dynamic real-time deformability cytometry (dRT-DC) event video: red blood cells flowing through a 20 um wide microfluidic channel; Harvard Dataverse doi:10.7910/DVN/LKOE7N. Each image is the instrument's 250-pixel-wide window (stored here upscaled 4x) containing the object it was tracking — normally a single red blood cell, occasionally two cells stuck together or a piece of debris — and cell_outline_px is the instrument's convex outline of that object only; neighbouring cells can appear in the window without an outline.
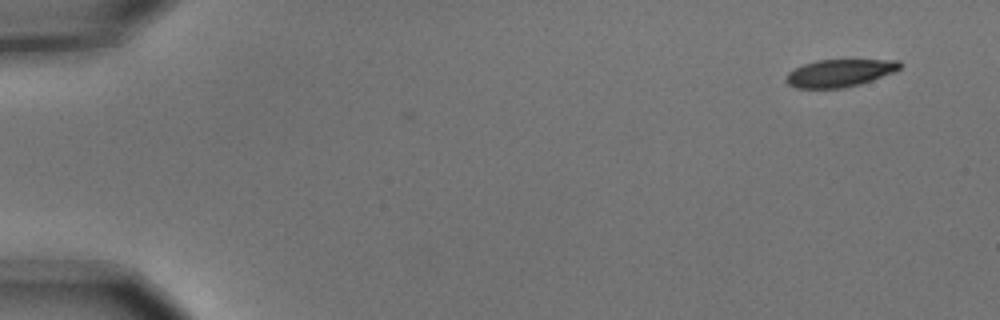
{"species": "common noctule bat (a hibernating species)", "species_latin": "Nyctalus noctula", "temperature_condition": "cold", "stored_images_in_passage": 8, "camera_frame_rate_fps": 3000, "um_per_image_px": 0.085, "animal": {"sex": "male", "body_mass_g": 15.6}, "frame": {"image": 1, "passage_image": 1, "time_ms": 0.0, "image_size_px": [1000, 320], "cell_outline_px": [[904, 64], [900, 68], [892, 72], [872, 80], [860, 84], [844, 88], [796, 88], [788, 84], [784, 80], [788, 72], [804, 64], [816, 60], [900, 60]], "centroid_in_image_um": [71.36, 6.21], "position_along_channel_um": 13.6, "area_um2": 18.21}}
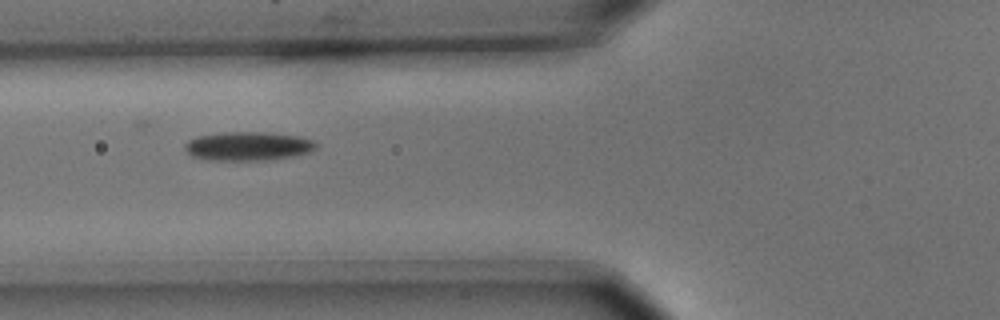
{"frame": {"image": 2, "passage_image": 6, "time_ms": 1.667, "image_size_px": [1000, 320], "cell_outline_px": [[316, 148], [308, 152], [292, 156], [272, 160], [208, 160], [192, 156], [184, 148], [184, 144], [188, 140], [196, 136], [220, 132], [264, 132], [296, 136], [312, 140], [316, 144]], "centroid_in_image_um": [21.02, 12.42], "position_along_channel_um": 104.8, "area_um2": 22.02}}
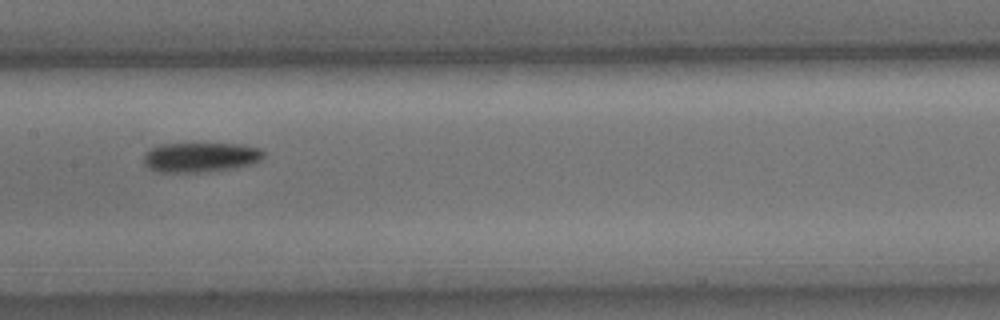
{"frame": {"image": 3, "passage_image": 8, "time_ms": 2.333, "image_size_px": [1000, 320], "cell_outline_px": [[264, 156], [256, 164], [236, 168], [204, 172], [160, 172], [148, 168], [144, 164], [144, 152], [160, 144], [240, 144], [260, 148], [264, 152]], "centroid_in_image_um": [17.07, 13.37], "position_along_channel_um": 190.3, "area_um2": 20.98}}